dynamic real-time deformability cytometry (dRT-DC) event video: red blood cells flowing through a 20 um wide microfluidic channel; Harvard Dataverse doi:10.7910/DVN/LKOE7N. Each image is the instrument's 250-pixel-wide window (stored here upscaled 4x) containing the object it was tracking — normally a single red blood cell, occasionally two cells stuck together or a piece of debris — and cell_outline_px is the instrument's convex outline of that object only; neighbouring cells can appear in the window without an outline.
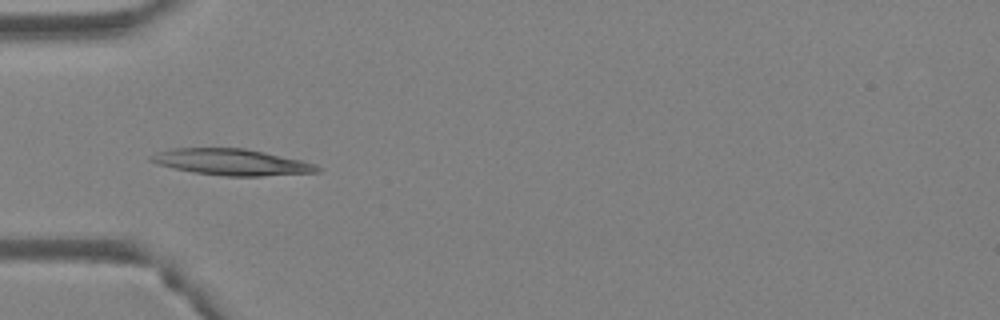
{"species": "Egyptian fruit bat (a non-hibernating species)", "species_latin": "Rousettus aegyptiacus", "temperature_condition": "warm", "stored_images_in_passage": 34, "camera_frame_rate_fps": 3000, "um_per_image_px": 0.085, "animal": {"sex": "female"}, "frame": {"image": 1, "passage_image": 1, "time_ms": 0.0, "image_size_px": [1000, 320], "cell_outline_px": [[324, 168], [320, 172], [260, 176], [224, 176], [192, 172], [172, 168], [148, 160], [148, 156], [156, 152], [172, 148], [244, 148], [264, 152], [300, 160], [316, 164]], "centroid_in_image_um": [19.69, 13.78], "position_along_channel_um": 65.3, "area_um2": 25.55}}
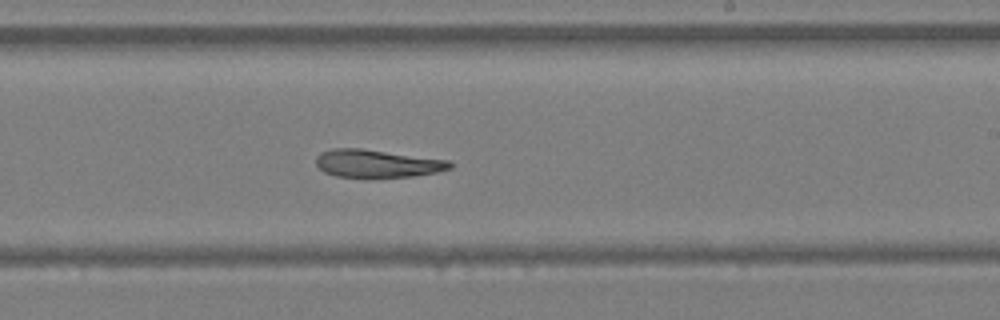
{"frame": {"image": 2, "passage_image": 15, "time_ms": 4.667, "image_size_px": [1000, 320], "cell_outline_px": [[452, 168], [436, 172], [412, 176], [368, 180], [336, 176], [324, 172], [316, 164], [316, 156], [320, 152], [332, 148], [360, 148], [448, 160], [452, 164]], "centroid_in_image_um": [32.0, 13.93], "position_along_channel_um": 257.0, "area_um2": 22.37}}
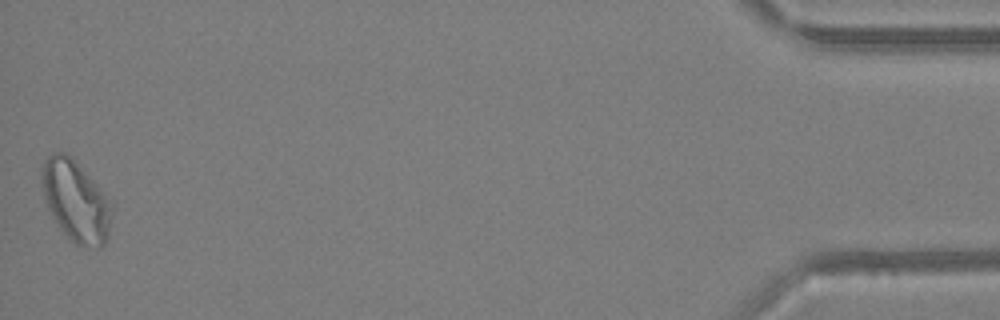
{"frame": {"image": 3, "passage_image": 34, "time_ms": 11.0, "image_size_px": [1000, 320], "cell_outline_px": [[116, 204], [108, 236], [104, 244], [100, 248], [96, 248], [76, 244], [60, 228], [52, 216], [48, 208], [44, 196], [44, 160], [52, 152], [64, 152]], "centroid_in_image_um": [6.53, 17.15], "position_along_channel_um": 428.7, "area_um2": 32.48}}